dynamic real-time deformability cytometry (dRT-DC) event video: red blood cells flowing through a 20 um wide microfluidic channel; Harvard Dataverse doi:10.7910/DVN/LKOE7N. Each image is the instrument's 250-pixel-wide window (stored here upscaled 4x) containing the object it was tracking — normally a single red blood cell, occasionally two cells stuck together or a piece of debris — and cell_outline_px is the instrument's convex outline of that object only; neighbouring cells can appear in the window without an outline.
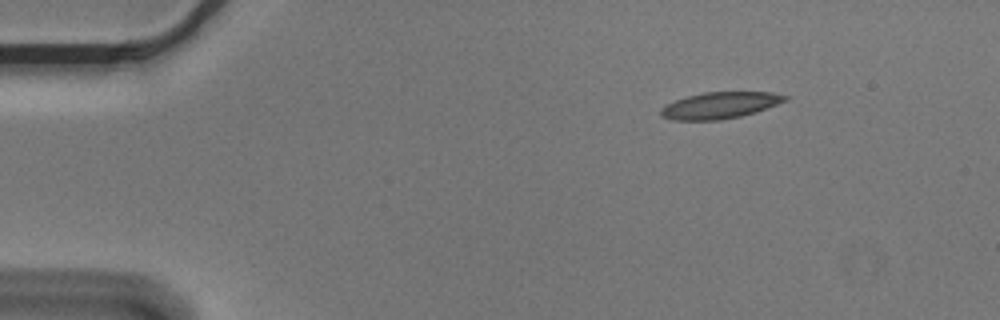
{"species": "Egyptian fruit bat (a non-hibernating species)", "species_latin": "Rousettus aegyptiacus", "temperature_condition": "cold", "stored_images_in_passage": 3, "camera_frame_rate_fps": 3000, "um_per_image_px": 0.085, "animal": {"sex": "male"}, "frame": {"image": 1, "passage_image": 3, "time_ms": 0.667, "image_size_px": [1000, 320], "cell_outline_px": [[788, 100], [756, 112], [740, 116], [720, 120], [672, 120], [660, 116], [660, 108], [676, 100], [688, 96], [704, 92], [772, 92], [788, 96]], "centroid_in_image_um": [61.19, 8.96], "position_along_channel_um": 23.8, "area_um2": 19.13}}